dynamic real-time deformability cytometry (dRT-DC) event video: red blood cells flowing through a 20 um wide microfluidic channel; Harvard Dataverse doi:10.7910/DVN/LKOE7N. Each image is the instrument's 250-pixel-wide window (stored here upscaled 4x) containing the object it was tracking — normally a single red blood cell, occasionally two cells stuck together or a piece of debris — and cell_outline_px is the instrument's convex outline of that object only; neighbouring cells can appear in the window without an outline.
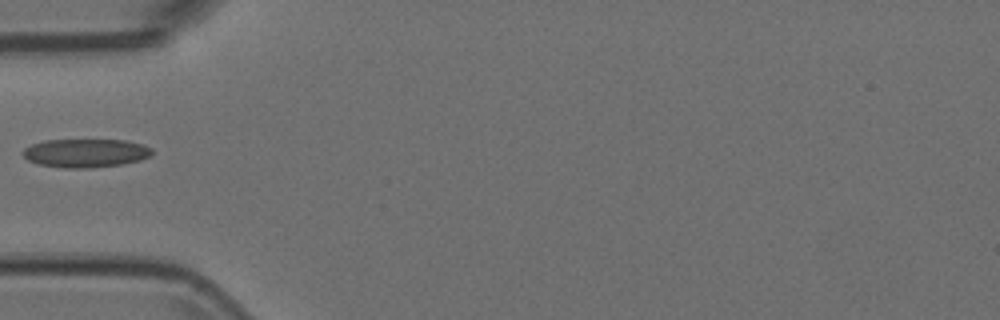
{"species": "Egyptian fruit bat (a non-hibernating species)", "species_latin": "Rousettus aegyptiacus", "temperature_condition": "room temperature", "stored_images_in_passage": 15, "camera_frame_rate_fps": 3000, "um_per_image_px": 0.085, "animal": {"sex": "female"}, "frame": {"image": 1, "passage_image": 1, "time_ms": 0.0, "image_size_px": [1000, 320], "cell_outline_px": [[152, 152], [148, 156], [140, 160], [120, 164], [92, 168], [64, 168], [40, 164], [28, 160], [20, 152], [24, 148], [32, 144], [44, 140], [124, 140], [144, 144], [152, 148]], "centroid_in_image_um": [7.26, 13.0], "position_along_channel_um": 77.7, "area_um2": 21.44}}
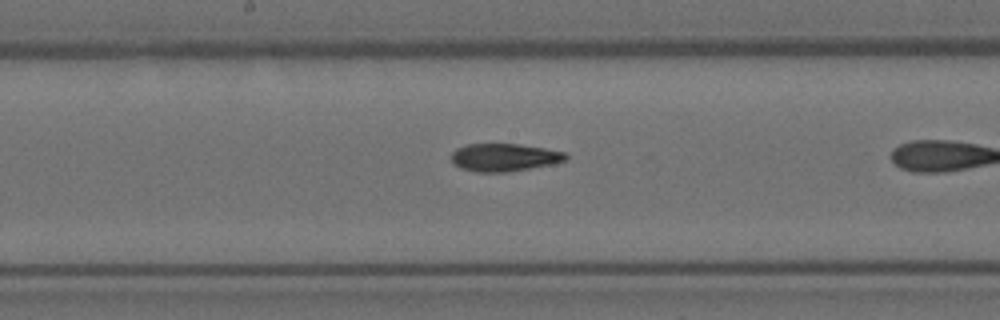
{"frame": {"image": 2, "passage_image": 8, "time_ms": 2.333, "image_size_px": [1000, 320], "cell_outline_px": [[568, 156], [564, 160], [552, 164], [508, 172], [476, 172], [460, 168], [452, 160], [452, 152], [456, 148], [468, 144], [516, 144], [544, 148], [564, 152]], "centroid_in_image_um": [42.84, 13.38], "position_along_channel_um": 205.4, "area_um2": 18.32}}
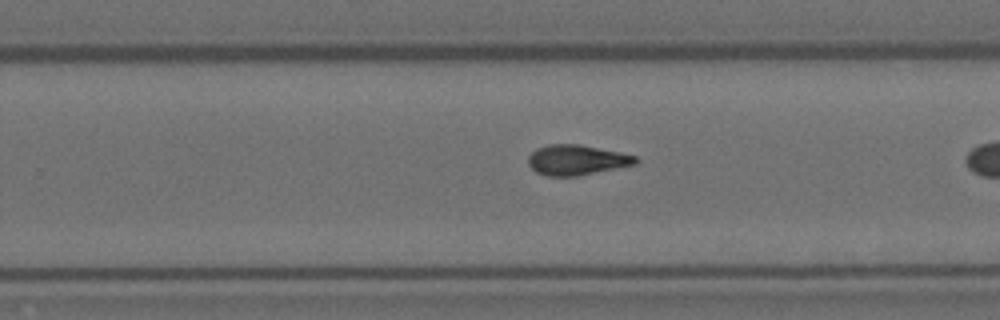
{"frame": {"image": 3, "passage_image": 14, "time_ms": 4.333, "image_size_px": [1000, 320], "cell_outline_px": [[640, 160], [636, 164], [576, 176], [548, 176], [536, 172], [528, 164], [528, 156], [536, 148], [548, 144], [580, 144], [620, 152], [636, 156]], "centroid_in_image_um": [49.01, 13.59], "position_along_channel_um": 280.8, "area_um2": 18.9}}